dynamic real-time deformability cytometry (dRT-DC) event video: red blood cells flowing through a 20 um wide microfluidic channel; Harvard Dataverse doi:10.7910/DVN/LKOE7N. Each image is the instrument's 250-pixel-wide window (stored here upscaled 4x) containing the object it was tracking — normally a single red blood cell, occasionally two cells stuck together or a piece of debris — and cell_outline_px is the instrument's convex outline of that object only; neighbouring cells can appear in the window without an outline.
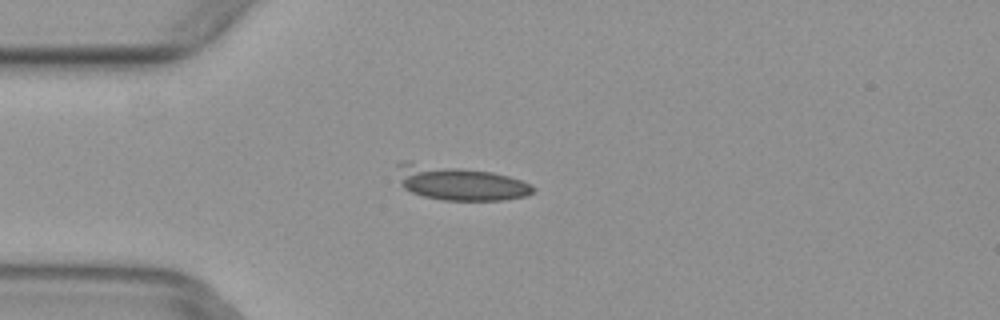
{"species": "common noctule bat (a hibernating species)", "species_latin": "Nyctalus noctula", "temperature_condition": "warm", "stored_images_in_passage": 4, "camera_frame_rate_fps": 3000, "um_per_image_px": 0.085, "animal": {"sex": "female", "body_mass_g": 29.2, "forearm_length_mm": 56.3}, "frame": {"image": 1, "passage_image": 4, "time_ms": 1.0, "image_size_px": [1000, 320], "cell_outline_px": [[536, 188], [528, 196], [504, 200], [444, 200], [424, 196], [412, 192], [404, 188], [400, 184], [396, 164], [400, 160], [404, 160], [492, 172], [508, 176], [532, 184]], "centroid_in_image_um": [39.04, 15.54], "position_along_channel_um": 46.0, "area_um2": 27.4}}